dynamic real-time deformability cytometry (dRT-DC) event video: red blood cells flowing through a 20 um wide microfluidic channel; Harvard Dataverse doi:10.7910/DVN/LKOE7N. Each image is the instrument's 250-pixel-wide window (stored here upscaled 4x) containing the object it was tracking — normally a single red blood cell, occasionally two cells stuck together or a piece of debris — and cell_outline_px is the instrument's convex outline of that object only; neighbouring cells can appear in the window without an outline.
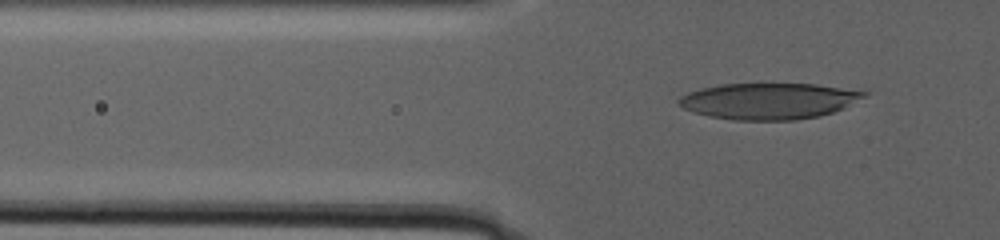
{"species": "human", "species_latin": "Homo sapiens", "temperature_condition": "warm", "stored_images_in_passage": 107, "camera_frame_rate_fps": 3000, "um_per_image_px": 0.085, "donor": {"sex": "male"}, "frame": {"image": 1, "passage_image": 40, "time_ms": 13.0, "image_size_px": [1000, 240], "cell_outline_px": [[868, 96], [844, 108], [820, 116], [796, 120], [732, 120], [708, 116], [692, 112], [684, 108], [676, 100], [680, 96], [688, 92], [700, 88], [720, 84], [816, 84], [868, 92]], "centroid_in_image_um": [65.34, 8.59], "position_along_channel_um": 60.5, "area_um2": 39.25}}
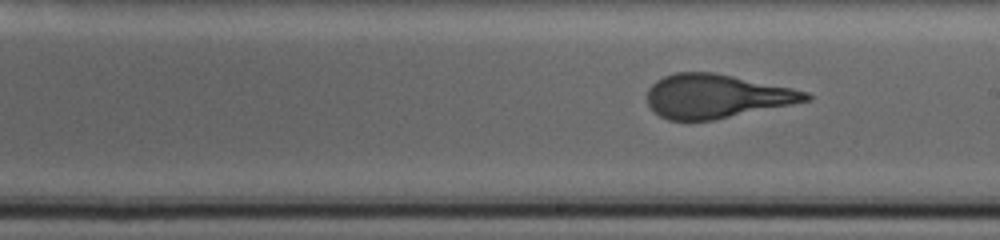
{"frame": {"image": 2, "passage_image": 67, "time_ms": 22.0, "image_size_px": [1000, 240], "cell_outline_px": [[812, 100], [712, 120], [668, 120], [660, 116], [648, 104], [648, 88], [656, 80], [664, 76], [676, 72], [712, 72], [792, 88], [808, 92], [812, 96]], "centroid_in_image_um": [60.89, 8.17], "position_along_channel_um": 228.1, "area_um2": 40.11}}
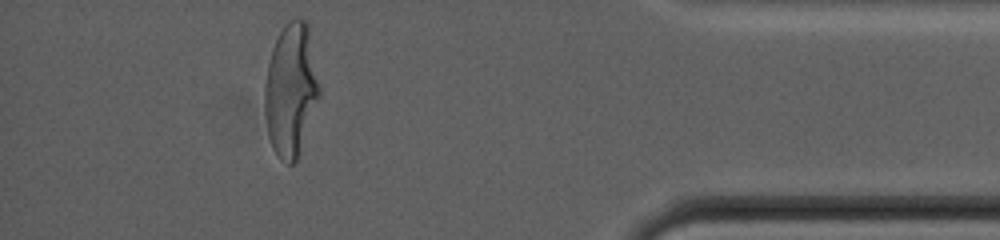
{"frame": {"image": 3, "passage_image": 98, "time_ms": 32.333, "image_size_px": [1000, 240], "cell_outline_px": [[320, 96], [300, 152], [296, 160], [292, 164], [288, 164], [280, 160], [272, 148], [268, 136], [264, 112], [264, 84], [268, 64], [272, 48], [284, 24], [288, 20], [296, 16], [304, 20], [308, 24], [320, 88]], "centroid_in_image_um": [24.72, 7.64], "position_along_channel_um": 410.5, "area_um2": 42.71}, "authors_computed_cell_mechanics": {"area_um2": 41.4426, "velocity_mm_per_s": 2.0845, "shape_relaxation_time_tau1_ms": 10.8402, "shape_relaxation_time_tau2_ms": null, "deformation_change_tau1": 0.296, "deformation_change_tau2": null}}